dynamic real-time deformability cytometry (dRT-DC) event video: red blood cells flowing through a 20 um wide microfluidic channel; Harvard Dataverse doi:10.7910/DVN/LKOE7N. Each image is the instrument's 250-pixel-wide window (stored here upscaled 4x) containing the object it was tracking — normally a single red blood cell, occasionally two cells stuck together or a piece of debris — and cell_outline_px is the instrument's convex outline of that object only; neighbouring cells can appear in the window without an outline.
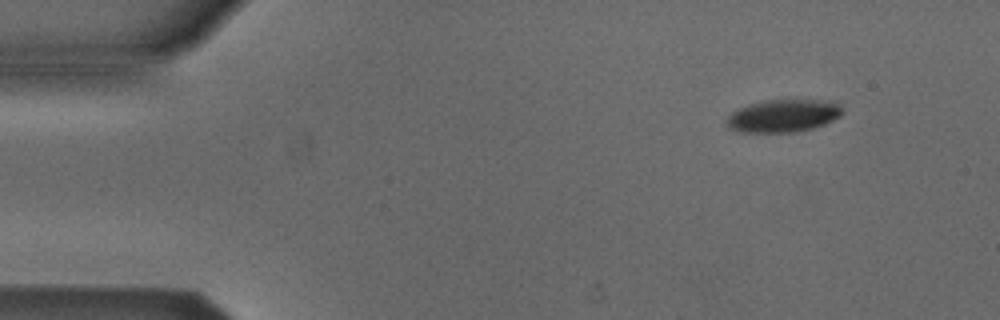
{"species": "Egyptian fruit bat (a non-hibernating species)", "species_latin": "Rousettus aegyptiacus", "temperature_condition": "cold", "stored_images_in_passage": 4, "camera_frame_rate_fps": 3000, "um_per_image_px": 0.085, "animal": {"sex": "male"}, "frame": {"image": 1, "passage_image": 1, "time_ms": 0.0, "image_size_px": [1000, 320], "cell_outline_px": [[844, 112], [840, 116], [824, 124], [812, 128], [792, 132], [736, 132], [728, 128], [724, 124], [724, 120], [732, 112], [748, 104], [768, 100], [836, 100], [840, 104]], "centroid_in_image_um": [66.56, 9.84], "position_along_channel_um": 18.4, "area_um2": 22.31}}
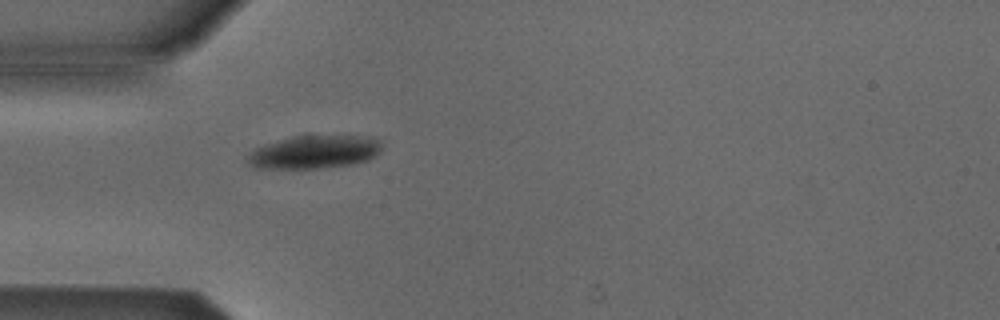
{"frame": {"image": 2, "passage_image": 4, "time_ms": 3.333, "image_size_px": [1000, 320], "cell_outline_px": [[380, 152], [376, 156], [368, 160], [352, 164], [324, 168], [252, 168], [244, 160], [244, 156], [256, 148], [264, 144], [276, 140], [292, 136], [360, 136], [380, 140]], "centroid_in_image_um": [26.64, 12.93], "position_along_channel_um": 58.4, "area_um2": 26.13}}